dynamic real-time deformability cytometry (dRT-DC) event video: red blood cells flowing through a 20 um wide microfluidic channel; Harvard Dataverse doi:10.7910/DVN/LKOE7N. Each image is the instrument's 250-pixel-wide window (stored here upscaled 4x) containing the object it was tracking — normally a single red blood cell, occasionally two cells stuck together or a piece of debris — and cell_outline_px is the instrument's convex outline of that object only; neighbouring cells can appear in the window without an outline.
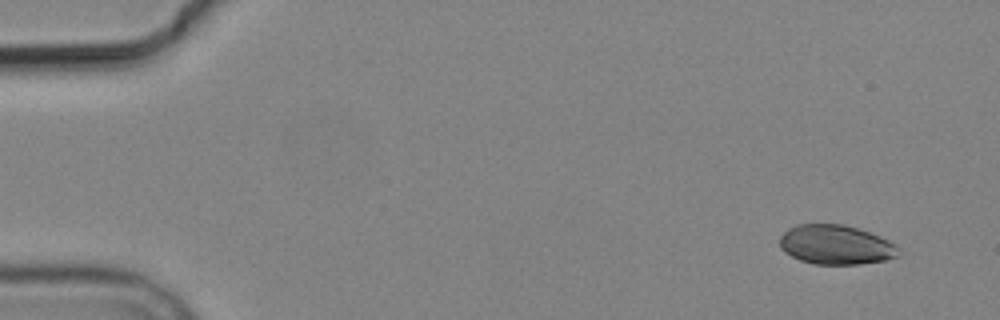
{"species": "common noctule bat (a hibernating species)", "species_latin": "Nyctalus noctula", "temperature_condition": "cold", "stored_images_in_passage": 5, "camera_frame_rate_fps": 3000, "um_per_image_px": 0.085, "animal": {"sex": "male", "body_mass_g": 19.2, "forearm_length_mm": 51.8}, "frame": {"image": 1, "passage_image": 1, "time_ms": 0.0, "image_size_px": [1000, 320], "cell_outline_px": [[900, 256], [888, 260], [860, 264], [812, 264], [800, 260], [784, 252], [780, 248], [780, 236], [788, 228], [796, 224], [844, 224], [880, 236], [896, 244], [900, 248]], "centroid_in_image_um": [71.07, 20.81], "position_along_channel_um": 13.9, "area_um2": 27.63}}